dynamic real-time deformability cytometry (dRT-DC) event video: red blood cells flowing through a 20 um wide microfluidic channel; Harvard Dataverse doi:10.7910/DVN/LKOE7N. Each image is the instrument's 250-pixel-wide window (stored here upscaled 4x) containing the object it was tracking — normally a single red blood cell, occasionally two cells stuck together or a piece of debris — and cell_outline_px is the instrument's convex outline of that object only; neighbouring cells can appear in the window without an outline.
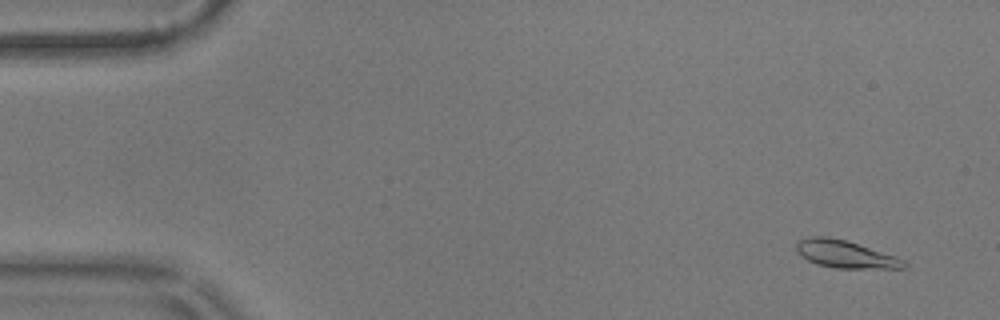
{"species": "common noctule bat (a hibernating species)", "species_latin": "Nyctalus noctula", "temperature_condition": "warm", "stored_images_in_passage": 56, "camera_frame_rate_fps": 3000, "um_per_image_px": 0.085, "animal": {"sex": "male", "body_mass_g": 17.9}, "frame": {"image": 1, "passage_image": 3, "time_ms": 0.667, "image_size_px": [1000, 320], "cell_outline_px": [[908, 264], [904, 268], [836, 268], [816, 264], [800, 256], [796, 252], [796, 244], [800, 240], [812, 236], [828, 236], [844, 240], [896, 256], [904, 260]], "centroid_in_image_um": [71.83, 21.61], "position_along_channel_um": 13.2, "area_um2": 17.11}}
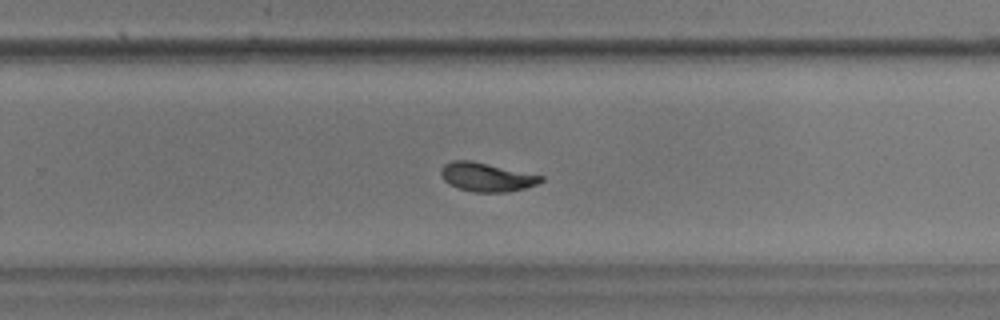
{"frame": {"image": 2, "passage_image": 36, "time_ms": 11.667, "image_size_px": [1000, 320], "cell_outline_px": [[544, 180], [536, 184], [524, 188], [508, 192], [472, 192], [456, 188], [448, 184], [444, 180], [440, 172], [444, 164], [452, 160], [472, 160], [544, 176]], "centroid_in_image_um": [41.34, 15.05], "position_along_channel_um": 288.5, "area_um2": 16.88}}
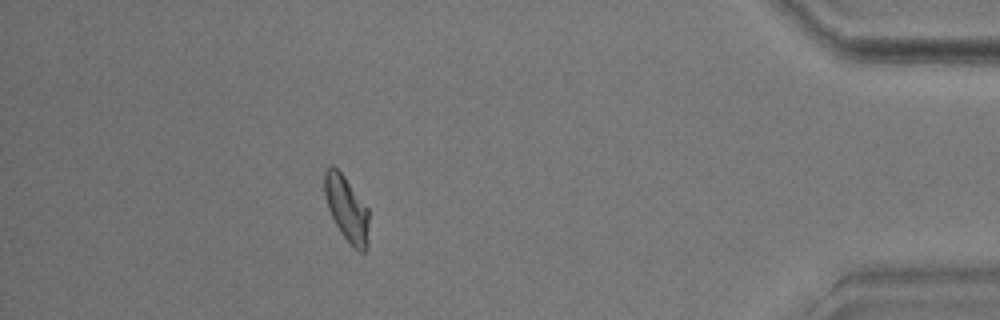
{"frame": {"image": 3, "passage_image": 50, "time_ms": 16.333, "image_size_px": [1000, 320], "cell_outline_px": [[368, 248], [364, 252], [360, 252], [352, 248], [348, 244], [340, 232], [328, 208], [324, 196], [324, 172], [328, 164], [332, 164], [344, 176], [368, 208]], "centroid_in_image_um": [29.46, 17.76], "position_along_channel_um": 405.7, "area_um2": 17.11}, "authors_computed_cell_mechanics": {"area_um2": 16.9354, "velocity_mm_per_s": 3.5517, "shape_relaxation_time_tau1_ms": 3.1128, "shape_relaxation_time_tau2_ms": 2.6238, "deformation_change_tau1": 0.1471, "deformation_change_tau2": 0.057}}